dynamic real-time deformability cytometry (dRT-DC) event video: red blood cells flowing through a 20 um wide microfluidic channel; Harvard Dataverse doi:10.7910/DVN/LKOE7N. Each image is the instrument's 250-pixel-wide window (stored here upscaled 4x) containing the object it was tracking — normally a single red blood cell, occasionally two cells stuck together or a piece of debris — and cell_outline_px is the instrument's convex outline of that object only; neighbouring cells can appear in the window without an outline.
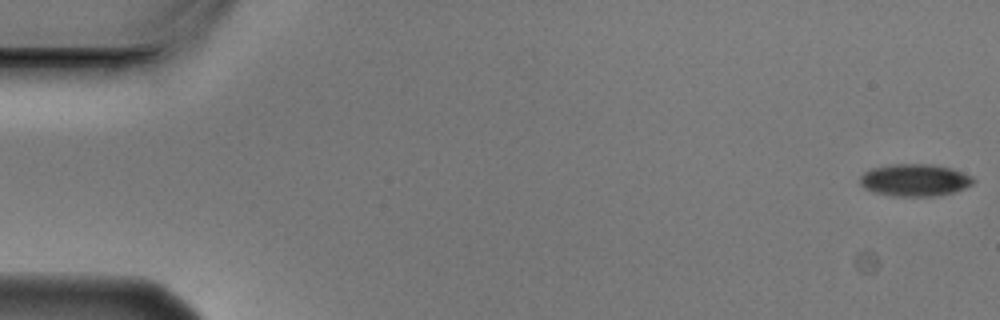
{"species": "Egyptian fruit bat (a non-hibernating species)", "species_latin": "Rousettus aegyptiacus", "temperature_condition": "cold", "stored_images_in_passage": 5, "camera_frame_rate_fps": 3000, "um_per_image_px": 0.085, "animal": {"sex": "male"}, "frame": {"image": 1, "passage_image": 1, "time_ms": 0.0, "image_size_px": [1000, 320], "cell_outline_px": [[976, 180], [972, 184], [964, 188], [952, 192], [936, 196], [892, 196], [872, 192], [864, 188], [860, 184], [860, 176], [864, 172], [872, 168], [892, 164], [932, 164], [952, 168], [972, 176]], "centroid_in_image_um": [77.74, 15.31], "position_along_channel_um": 7.3, "area_um2": 21.39}}
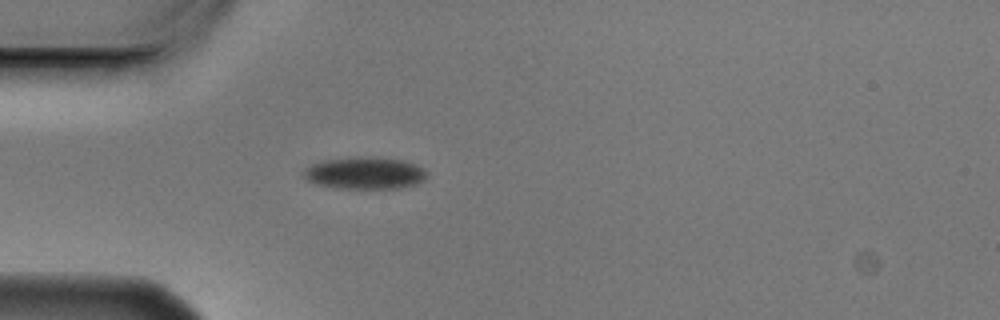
{"frame": {"image": 2, "passage_image": 5, "time_ms": 1.333, "image_size_px": [1000, 320], "cell_outline_px": [[428, 176], [424, 180], [416, 184], [400, 188], [332, 188], [316, 184], [308, 180], [300, 172], [304, 168], [312, 164], [324, 160], [348, 156], [372, 156], [404, 160], [416, 164], [424, 168], [428, 172]], "centroid_in_image_um": [31.01, 14.69], "position_along_channel_um": 54.0, "area_um2": 23.64}}